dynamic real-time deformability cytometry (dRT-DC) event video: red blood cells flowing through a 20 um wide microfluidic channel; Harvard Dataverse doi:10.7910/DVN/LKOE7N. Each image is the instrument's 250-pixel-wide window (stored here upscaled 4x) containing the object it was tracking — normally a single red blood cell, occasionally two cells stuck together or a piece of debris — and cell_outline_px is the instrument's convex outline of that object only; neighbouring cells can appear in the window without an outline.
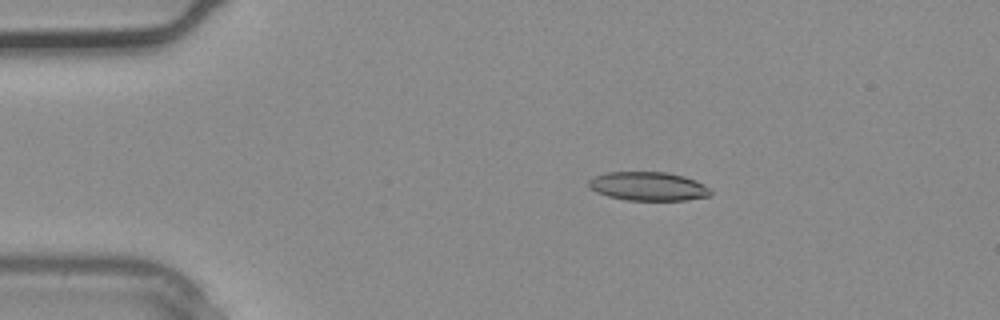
{"species": "common noctule bat (a hibernating species)", "species_latin": "Nyctalus noctula", "temperature_condition": "warm", "stored_images_in_passage": 1, "camera_frame_rate_fps": 3000, "um_per_image_px": 0.085, "animal": {"sex": "male", "body_mass_g": 20.4}, "frame": {"image": 1, "passage_image": 1, "time_ms": 0.0, "image_size_px": [1000, 320], "cell_outline_px": [[712, 192], [708, 196], [688, 200], [628, 200], [608, 196], [596, 192], [588, 188], [588, 180], [596, 176], [608, 172], [668, 172], [684, 176], [696, 180], [704, 184]], "centroid_in_image_um": [55.09, 15.83], "position_along_channel_um": 29.9, "area_um2": 20.46}}